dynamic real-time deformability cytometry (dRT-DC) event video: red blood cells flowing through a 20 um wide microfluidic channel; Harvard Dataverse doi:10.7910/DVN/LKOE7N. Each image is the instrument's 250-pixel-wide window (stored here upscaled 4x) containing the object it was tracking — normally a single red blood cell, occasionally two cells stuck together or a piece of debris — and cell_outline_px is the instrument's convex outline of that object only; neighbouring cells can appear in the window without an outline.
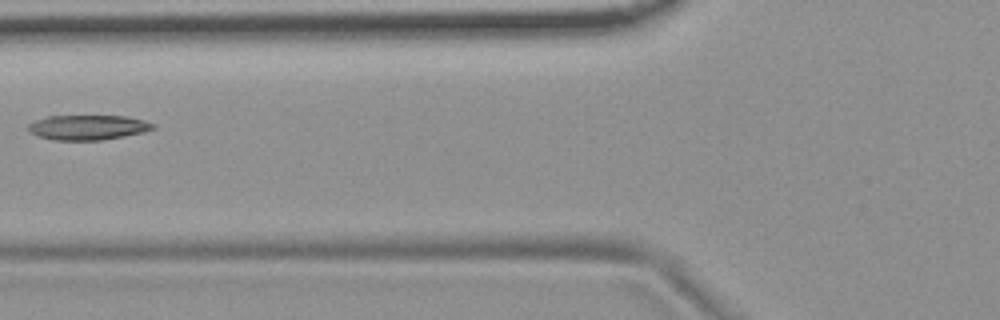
{"species": "common noctule bat (a hibernating species)", "species_latin": "Nyctalus noctula", "temperature_condition": "room temperature", "stored_images_in_passage": 6, "camera_frame_rate_fps": 3000, "um_per_image_px": 0.085, "animal": {"sex": "female", "body_mass_g": 19.9}, "frame": {"image": 1, "passage_image": 5, "time_ms": 1.333, "image_size_px": [1000, 320], "cell_outline_px": [[156, 128], [144, 132], [124, 136], [100, 140], [52, 140], [28, 132], [24, 128], [28, 124], [36, 120], [48, 116], [124, 116], [144, 120], [156, 124]], "centroid_in_image_um": [7.45, 10.83], "position_along_channel_um": 118.3, "area_um2": 18.21}}
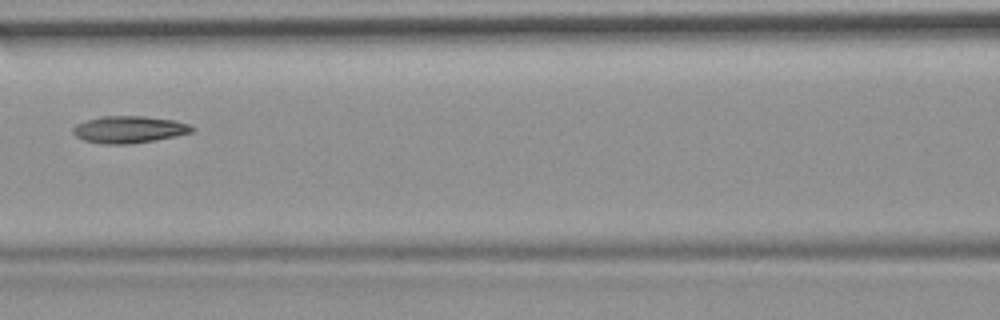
{"frame": {"image": 2, "passage_image": 6, "time_ms": 1.667, "image_size_px": [1000, 320], "cell_outline_px": [[196, 128], [192, 132], [176, 136], [128, 144], [104, 144], [84, 140], [76, 136], [72, 132], [72, 128], [76, 124], [100, 116], [144, 116], [176, 120], [188, 124]], "centroid_in_image_um": [10.97, 11.0], "position_along_channel_um": 155.6, "area_um2": 18.67}}